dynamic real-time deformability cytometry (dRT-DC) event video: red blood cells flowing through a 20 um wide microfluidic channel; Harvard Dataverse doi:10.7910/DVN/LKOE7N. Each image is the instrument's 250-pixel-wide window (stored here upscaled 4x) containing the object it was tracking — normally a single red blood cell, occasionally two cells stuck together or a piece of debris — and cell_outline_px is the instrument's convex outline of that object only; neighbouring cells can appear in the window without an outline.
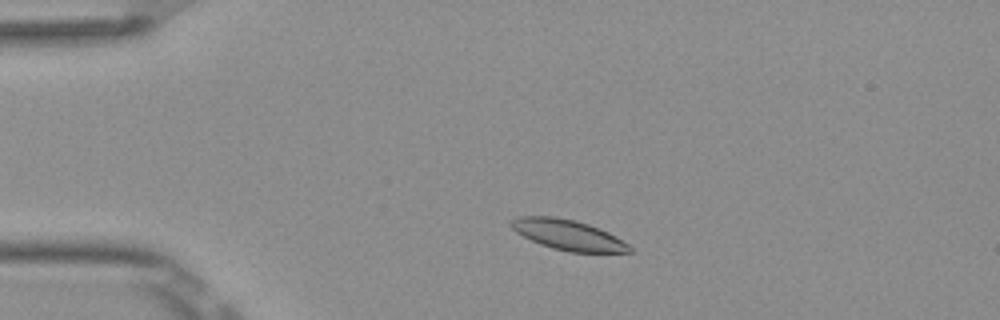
{"species": "Egyptian fruit bat (a non-hibernating species)", "species_latin": "Rousettus aegyptiacus", "temperature_condition": "room temperature", "stored_images_in_passage": 48, "camera_frame_rate_fps": 3000, "um_per_image_px": 0.085, "frame": {"image": 1, "passage_image": 7, "time_ms": 2.0, "image_size_px": [1000, 320], "cell_outline_px": [[632, 252], [568, 252], [552, 248], [540, 244], [516, 232], [508, 224], [516, 216], [552, 216], [572, 220], [588, 224], [608, 232], [616, 236], [628, 244], [632, 248]], "centroid_in_image_um": [48.27, 19.96], "position_along_channel_um": 36.7, "area_um2": 20.75}}
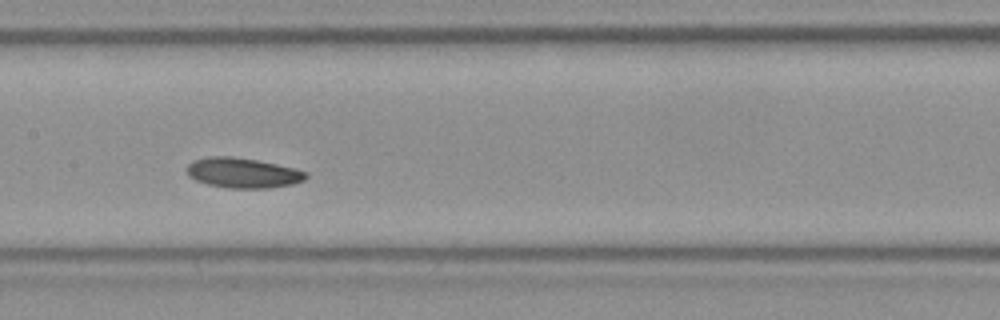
{"frame": {"image": 2, "passage_image": 22, "time_ms": 7.0, "image_size_px": [1000, 320], "cell_outline_px": [[308, 176], [304, 180], [292, 184], [268, 188], [228, 188], [208, 184], [196, 180], [188, 176], [188, 164], [192, 160], [208, 156], [232, 156], [256, 160], [276, 164], [308, 172]], "centroid_in_image_um": [20.63, 14.69], "position_along_channel_um": 186.8, "area_um2": 20.81}}
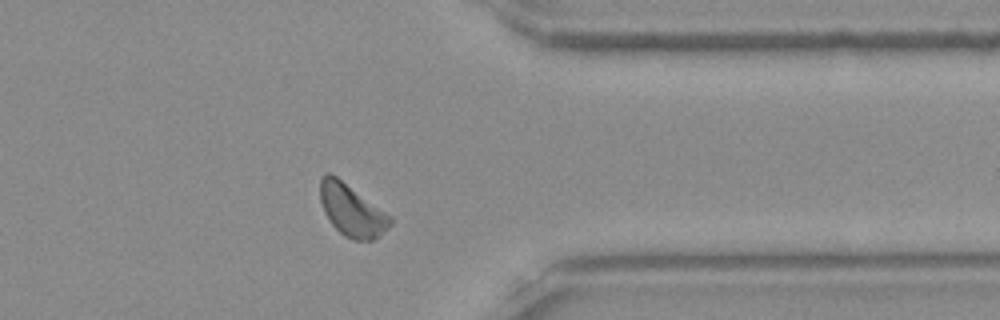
{"frame": {"image": 3, "passage_image": 38, "time_ms": 12.333, "image_size_px": [1000, 320], "cell_outline_px": [[392, 224], [380, 236], [372, 240], [352, 240], [344, 236], [332, 224], [324, 212], [320, 200], [320, 180], [324, 172], [332, 172], [392, 216]], "centroid_in_image_um": [29.9, 17.85], "position_along_channel_um": 381.5, "area_um2": 21.5}, "authors_computed_cell_mechanics": {"area_um2": 20.6924, "velocity_mm_per_s": 3.8187, "shape_relaxation_time_tau1_ms": 2.7727, "shape_relaxation_time_tau2_ms": 10.7537, "deformation_change_tau1": 0.053, "deformation_change_tau2": 0.1438}}